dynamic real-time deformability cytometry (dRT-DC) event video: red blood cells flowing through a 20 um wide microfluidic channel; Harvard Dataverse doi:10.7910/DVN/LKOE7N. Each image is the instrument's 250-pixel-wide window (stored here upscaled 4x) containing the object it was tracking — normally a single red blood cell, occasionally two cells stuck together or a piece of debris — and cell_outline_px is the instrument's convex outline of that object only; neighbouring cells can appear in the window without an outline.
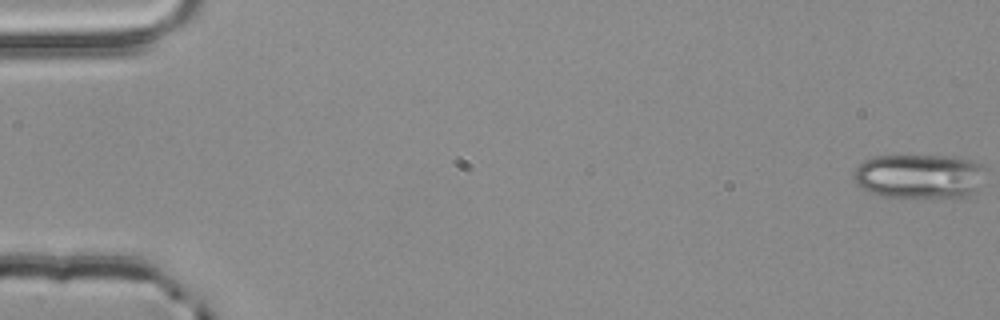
{"species": "common noctule bat (a hibernating species)", "species_latin": "Nyctalus noctula", "temperature_condition": "room temperature", "stored_images_in_passage": 55, "camera_frame_rate_fps": 3000, "um_per_image_px": 0.085, "animal": {"sex": "male", "body_mass_g": 20.4}, "frame": {"image": 1, "passage_image": 1, "time_ms": 0.0, "image_size_px": [1000, 320], "cell_outline_px": [[980, 188], [976, 192], [968, 196], [880, 196], [868, 192], [856, 184], [852, 180], [852, 172], [864, 160], [876, 156], [952, 156], [980, 160]], "centroid_in_image_um": [78.09, 14.96], "position_along_channel_um": 6.9, "area_um2": 33.99}}
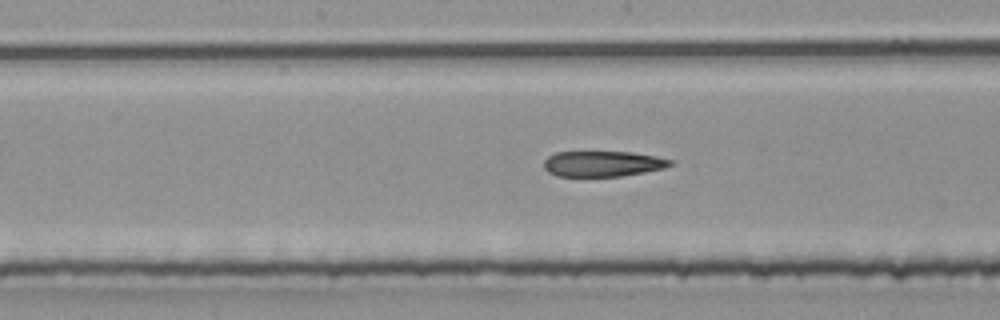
{"frame": {"image": 2, "passage_image": 29, "time_ms": 9.333, "image_size_px": [1000, 320], "cell_outline_px": [[672, 164], [664, 168], [644, 172], [620, 176], [556, 176], [548, 172], [544, 168], [544, 160], [548, 156], [556, 152], [632, 152], [656, 156], [672, 160]], "centroid_in_image_um": [51.21, 13.91], "position_along_channel_um": 197.0, "area_um2": 18.79}}
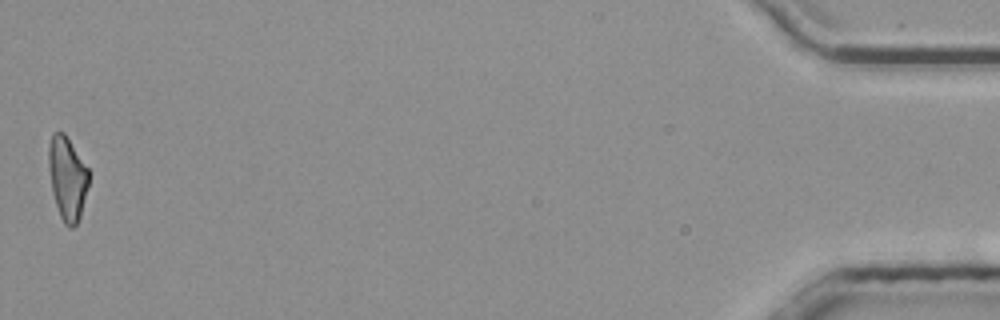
{"frame": {"image": 3, "passage_image": 55, "time_ms": 18.0, "image_size_px": [1000, 320], "cell_outline_px": [[88, 184], [80, 216], [76, 224], [72, 228], [68, 228], [64, 224], [60, 216], [52, 192], [48, 164], [48, 148], [52, 132], [64, 132], [88, 168]], "centroid_in_image_um": [5.7, 15.14], "position_along_channel_um": 429.5, "area_um2": 19.36}, "authors_computed_cell_mechanics": {"area_um2": 21.1548, "velocity_mm_per_s": 3.8463, "shape_relaxation_time_tau1_ms": null, "shape_relaxation_time_tau2_ms": 4.8084, "deformation_change_tau1": null, "deformation_change_tau2": 0.1735}}